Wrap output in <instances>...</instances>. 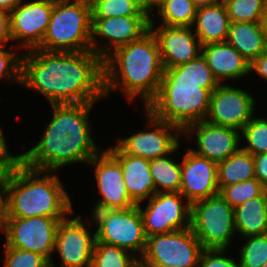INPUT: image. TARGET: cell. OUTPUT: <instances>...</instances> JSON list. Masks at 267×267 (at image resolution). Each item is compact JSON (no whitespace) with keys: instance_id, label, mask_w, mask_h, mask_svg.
Instances as JSON below:
<instances>
[{"instance_id":"obj_21","label":"cell","mask_w":267,"mask_h":267,"mask_svg":"<svg viewBox=\"0 0 267 267\" xmlns=\"http://www.w3.org/2000/svg\"><path fill=\"white\" fill-rule=\"evenodd\" d=\"M107 151L120 163L128 194L136 205L155 194L149 159L125 154L117 145Z\"/></svg>"},{"instance_id":"obj_6","label":"cell","mask_w":267,"mask_h":267,"mask_svg":"<svg viewBox=\"0 0 267 267\" xmlns=\"http://www.w3.org/2000/svg\"><path fill=\"white\" fill-rule=\"evenodd\" d=\"M91 34L90 0H55L51 19L39 49L91 51Z\"/></svg>"},{"instance_id":"obj_5","label":"cell","mask_w":267,"mask_h":267,"mask_svg":"<svg viewBox=\"0 0 267 267\" xmlns=\"http://www.w3.org/2000/svg\"><path fill=\"white\" fill-rule=\"evenodd\" d=\"M54 171L32 169L22 162L4 174L7 217L66 218L72 203Z\"/></svg>"},{"instance_id":"obj_2","label":"cell","mask_w":267,"mask_h":267,"mask_svg":"<svg viewBox=\"0 0 267 267\" xmlns=\"http://www.w3.org/2000/svg\"><path fill=\"white\" fill-rule=\"evenodd\" d=\"M94 104H51L53 117L40 141L21 154L22 163L32 169L54 172L71 163L88 164L100 152L88 121Z\"/></svg>"},{"instance_id":"obj_48","label":"cell","mask_w":267,"mask_h":267,"mask_svg":"<svg viewBox=\"0 0 267 267\" xmlns=\"http://www.w3.org/2000/svg\"><path fill=\"white\" fill-rule=\"evenodd\" d=\"M264 15H267V0H264Z\"/></svg>"},{"instance_id":"obj_28","label":"cell","mask_w":267,"mask_h":267,"mask_svg":"<svg viewBox=\"0 0 267 267\" xmlns=\"http://www.w3.org/2000/svg\"><path fill=\"white\" fill-rule=\"evenodd\" d=\"M154 8L161 16L162 25L169 27H191L193 25L197 7L191 0H162Z\"/></svg>"},{"instance_id":"obj_19","label":"cell","mask_w":267,"mask_h":267,"mask_svg":"<svg viewBox=\"0 0 267 267\" xmlns=\"http://www.w3.org/2000/svg\"><path fill=\"white\" fill-rule=\"evenodd\" d=\"M150 30L157 39L164 69L187 63L202 54V44L191 27L160 24L155 29L154 21L150 19Z\"/></svg>"},{"instance_id":"obj_38","label":"cell","mask_w":267,"mask_h":267,"mask_svg":"<svg viewBox=\"0 0 267 267\" xmlns=\"http://www.w3.org/2000/svg\"><path fill=\"white\" fill-rule=\"evenodd\" d=\"M22 162V156H13L8 152L6 139L0 127V173L6 174L15 169Z\"/></svg>"},{"instance_id":"obj_3","label":"cell","mask_w":267,"mask_h":267,"mask_svg":"<svg viewBox=\"0 0 267 267\" xmlns=\"http://www.w3.org/2000/svg\"><path fill=\"white\" fill-rule=\"evenodd\" d=\"M219 85L201 54L164 69L158 92L145 109L184 131L189 125L206 120L210 95Z\"/></svg>"},{"instance_id":"obj_8","label":"cell","mask_w":267,"mask_h":267,"mask_svg":"<svg viewBox=\"0 0 267 267\" xmlns=\"http://www.w3.org/2000/svg\"><path fill=\"white\" fill-rule=\"evenodd\" d=\"M97 225L96 241L115 245L128 252L143 255L147 237L137 205L126 209L92 210Z\"/></svg>"},{"instance_id":"obj_30","label":"cell","mask_w":267,"mask_h":267,"mask_svg":"<svg viewBox=\"0 0 267 267\" xmlns=\"http://www.w3.org/2000/svg\"><path fill=\"white\" fill-rule=\"evenodd\" d=\"M132 253L103 242H95L90 267H134L138 257Z\"/></svg>"},{"instance_id":"obj_1","label":"cell","mask_w":267,"mask_h":267,"mask_svg":"<svg viewBox=\"0 0 267 267\" xmlns=\"http://www.w3.org/2000/svg\"><path fill=\"white\" fill-rule=\"evenodd\" d=\"M20 85L42 94L50 104L96 103L105 97L103 60L92 50L36 48L22 54Z\"/></svg>"},{"instance_id":"obj_39","label":"cell","mask_w":267,"mask_h":267,"mask_svg":"<svg viewBox=\"0 0 267 267\" xmlns=\"http://www.w3.org/2000/svg\"><path fill=\"white\" fill-rule=\"evenodd\" d=\"M254 157L255 178L264 186H267V153Z\"/></svg>"},{"instance_id":"obj_23","label":"cell","mask_w":267,"mask_h":267,"mask_svg":"<svg viewBox=\"0 0 267 267\" xmlns=\"http://www.w3.org/2000/svg\"><path fill=\"white\" fill-rule=\"evenodd\" d=\"M230 18L225 4H218L197 8L192 27L202 45L225 42L228 38Z\"/></svg>"},{"instance_id":"obj_24","label":"cell","mask_w":267,"mask_h":267,"mask_svg":"<svg viewBox=\"0 0 267 267\" xmlns=\"http://www.w3.org/2000/svg\"><path fill=\"white\" fill-rule=\"evenodd\" d=\"M227 42L249 63L267 50L262 22H231Z\"/></svg>"},{"instance_id":"obj_14","label":"cell","mask_w":267,"mask_h":267,"mask_svg":"<svg viewBox=\"0 0 267 267\" xmlns=\"http://www.w3.org/2000/svg\"><path fill=\"white\" fill-rule=\"evenodd\" d=\"M55 0L22 1L9 12L10 39L22 41L19 47L34 50L41 46Z\"/></svg>"},{"instance_id":"obj_44","label":"cell","mask_w":267,"mask_h":267,"mask_svg":"<svg viewBox=\"0 0 267 267\" xmlns=\"http://www.w3.org/2000/svg\"><path fill=\"white\" fill-rule=\"evenodd\" d=\"M191 1L197 8H200V7L218 4L222 0H191Z\"/></svg>"},{"instance_id":"obj_31","label":"cell","mask_w":267,"mask_h":267,"mask_svg":"<svg viewBox=\"0 0 267 267\" xmlns=\"http://www.w3.org/2000/svg\"><path fill=\"white\" fill-rule=\"evenodd\" d=\"M231 22H262L264 0H222Z\"/></svg>"},{"instance_id":"obj_17","label":"cell","mask_w":267,"mask_h":267,"mask_svg":"<svg viewBox=\"0 0 267 267\" xmlns=\"http://www.w3.org/2000/svg\"><path fill=\"white\" fill-rule=\"evenodd\" d=\"M88 164L95 166L96 182L101 194V199L92 210L126 209L136 205L128 194L120 163L107 150L99 152Z\"/></svg>"},{"instance_id":"obj_15","label":"cell","mask_w":267,"mask_h":267,"mask_svg":"<svg viewBox=\"0 0 267 267\" xmlns=\"http://www.w3.org/2000/svg\"><path fill=\"white\" fill-rule=\"evenodd\" d=\"M254 106L255 99L248 92L220 84L210 95L206 121L241 131L254 117Z\"/></svg>"},{"instance_id":"obj_11","label":"cell","mask_w":267,"mask_h":267,"mask_svg":"<svg viewBox=\"0 0 267 267\" xmlns=\"http://www.w3.org/2000/svg\"><path fill=\"white\" fill-rule=\"evenodd\" d=\"M182 197L180 192L155 193L145 210L137 205L146 237L190 228L191 205L188 202L182 205Z\"/></svg>"},{"instance_id":"obj_25","label":"cell","mask_w":267,"mask_h":267,"mask_svg":"<svg viewBox=\"0 0 267 267\" xmlns=\"http://www.w3.org/2000/svg\"><path fill=\"white\" fill-rule=\"evenodd\" d=\"M234 221L244 238L267 234V191L234 208Z\"/></svg>"},{"instance_id":"obj_16","label":"cell","mask_w":267,"mask_h":267,"mask_svg":"<svg viewBox=\"0 0 267 267\" xmlns=\"http://www.w3.org/2000/svg\"><path fill=\"white\" fill-rule=\"evenodd\" d=\"M96 236L84 225L80 215L60 221L54 251L61 258V267H90ZM50 267H55L50 264Z\"/></svg>"},{"instance_id":"obj_13","label":"cell","mask_w":267,"mask_h":267,"mask_svg":"<svg viewBox=\"0 0 267 267\" xmlns=\"http://www.w3.org/2000/svg\"><path fill=\"white\" fill-rule=\"evenodd\" d=\"M150 19V16L92 18L91 50L104 60L115 49L136 41L147 33L150 30ZM96 36L108 40L106 42H109L110 47L106 43L99 47Z\"/></svg>"},{"instance_id":"obj_35","label":"cell","mask_w":267,"mask_h":267,"mask_svg":"<svg viewBox=\"0 0 267 267\" xmlns=\"http://www.w3.org/2000/svg\"><path fill=\"white\" fill-rule=\"evenodd\" d=\"M3 267H50L49 261L39 253L9 247L5 244Z\"/></svg>"},{"instance_id":"obj_29","label":"cell","mask_w":267,"mask_h":267,"mask_svg":"<svg viewBox=\"0 0 267 267\" xmlns=\"http://www.w3.org/2000/svg\"><path fill=\"white\" fill-rule=\"evenodd\" d=\"M92 18L150 16L141 0H90Z\"/></svg>"},{"instance_id":"obj_9","label":"cell","mask_w":267,"mask_h":267,"mask_svg":"<svg viewBox=\"0 0 267 267\" xmlns=\"http://www.w3.org/2000/svg\"><path fill=\"white\" fill-rule=\"evenodd\" d=\"M204 250L191 228L147 237L141 258L159 267H199Z\"/></svg>"},{"instance_id":"obj_12","label":"cell","mask_w":267,"mask_h":267,"mask_svg":"<svg viewBox=\"0 0 267 267\" xmlns=\"http://www.w3.org/2000/svg\"><path fill=\"white\" fill-rule=\"evenodd\" d=\"M148 125L153 126L151 131H139L133 135L120 139L117 146L125 153L146 159L164 157L174 153L179 147L178 134L183 131L175 125L156 118L146 110ZM174 131L173 134L171 133Z\"/></svg>"},{"instance_id":"obj_27","label":"cell","mask_w":267,"mask_h":267,"mask_svg":"<svg viewBox=\"0 0 267 267\" xmlns=\"http://www.w3.org/2000/svg\"><path fill=\"white\" fill-rule=\"evenodd\" d=\"M169 155L149 160L155 193L180 192L181 163H175Z\"/></svg>"},{"instance_id":"obj_34","label":"cell","mask_w":267,"mask_h":267,"mask_svg":"<svg viewBox=\"0 0 267 267\" xmlns=\"http://www.w3.org/2000/svg\"><path fill=\"white\" fill-rule=\"evenodd\" d=\"M240 249L241 267H262L267 262V234L245 237Z\"/></svg>"},{"instance_id":"obj_46","label":"cell","mask_w":267,"mask_h":267,"mask_svg":"<svg viewBox=\"0 0 267 267\" xmlns=\"http://www.w3.org/2000/svg\"><path fill=\"white\" fill-rule=\"evenodd\" d=\"M134 267H159L151 263L146 262L143 258H137L134 263Z\"/></svg>"},{"instance_id":"obj_43","label":"cell","mask_w":267,"mask_h":267,"mask_svg":"<svg viewBox=\"0 0 267 267\" xmlns=\"http://www.w3.org/2000/svg\"><path fill=\"white\" fill-rule=\"evenodd\" d=\"M21 2L22 0H0V8L10 12L14 8H16Z\"/></svg>"},{"instance_id":"obj_26","label":"cell","mask_w":267,"mask_h":267,"mask_svg":"<svg viewBox=\"0 0 267 267\" xmlns=\"http://www.w3.org/2000/svg\"><path fill=\"white\" fill-rule=\"evenodd\" d=\"M217 177L219 191L223 187L255 178L253 155L240 149L217 163Z\"/></svg>"},{"instance_id":"obj_47","label":"cell","mask_w":267,"mask_h":267,"mask_svg":"<svg viewBox=\"0 0 267 267\" xmlns=\"http://www.w3.org/2000/svg\"><path fill=\"white\" fill-rule=\"evenodd\" d=\"M262 23H263V27L265 31L266 42H267V15H264Z\"/></svg>"},{"instance_id":"obj_10","label":"cell","mask_w":267,"mask_h":267,"mask_svg":"<svg viewBox=\"0 0 267 267\" xmlns=\"http://www.w3.org/2000/svg\"><path fill=\"white\" fill-rule=\"evenodd\" d=\"M64 218L35 216L32 218L7 217L5 244L9 247L29 250L44 256L53 264L56 232Z\"/></svg>"},{"instance_id":"obj_40","label":"cell","mask_w":267,"mask_h":267,"mask_svg":"<svg viewBox=\"0 0 267 267\" xmlns=\"http://www.w3.org/2000/svg\"><path fill=\"white\" fill-rule=\"evenodd\" d=\"M7 222V194L4 174L0 173V230L4 233Z\"/></svg>"},{"instance_id":"obj_42","label":"cell","mask_w":267,"mask_h":267,"mask_svg":"<svg viewBox=\"0 0 267 267\" xmlns=\"http://www.w3.org/2000/svg\"><path fill=\"white\" fill-rule=\"evenodd\" d=\"M252 71H255L262 78L267 79V50L250 63V72Z\"/></svg>"},{"instance_id":"obj_36","label":"cell","mask_w":267,"mask_h":267,"mask_svg":"<svg viewBox=\"0 0 267 267\" xmlns=\"http://www.w3.org/2000/svg\"><path fill=\"white\" fill-rule=\"evenodd\" d=\"M5 45L0 44V79L21 84V57L10 50H4ZM6 78V79H5Z\"/></svg>"},{"instance_id":"obj_41","label":"cell","mask_w":267,"mask_h":267,"mask_svg":"<svg viewBox=\"0 0 267 267\" xmlns=\"http://www.w3.org/2000/svg\"><path fill=\"white\" fill-rule=\"evenodd\" d=\"M10 39L9 12L0 8V44L7 45Z\"/></svg>"},{"instance_id":"obj_45","label":"cell","mask_w":267,"mask_h":267,"mask_svg":"<svg viewBox=\"0 0 267 267\" xmlns=\"http://www.w3.org/2000/svg\"><path fill=\"white\" fill-rule=\"evenodd\" d=\"M143 3V6L152 13L154 7L159 4L162 0H141Z\"/></svg>"},{"instance_id":"obj_22","label":"cell","mask_w":267,"mask_h":267,"mask_svg":"<svg viewBox=\"0 0 267 267\" xmlns=\"http://www.w3.org/2000/svg\"><path fill=\"white\" fill-rule=\"evenodd\" d=\"M202 55L219 84L250 73V63L227 41L202 45Z\"/></svg>"},{"instance_id":"obj_4","label":"cell","mask_w":267,"mask_h":267,"mask_svg":"<svg viewBox=\"0 0 267 267\" xmlns=\"http://www.w3.org/2000/svg\"><path fill=\"white\" fill-rule=\"evenodd\" d=\"M103 71L104 96L114 89L123 90L129 101L140 95L146 107L156 96L164 71L152 31L112 51L103 60Z\"/></svg>"},{"instance_id":"obj_37","label":"cell","mask_w":267,"mask_h":267,"mask_svg":"<svg viewBox=\"0 0 267 267\" xmlns=\"http://www.w3.org/2000/svg\"><path fill=\"white\" fill-rule=\"evenodd\" d=\"M226 249H204L200 256L199 267H241L234 258L225 257Z\"/></svg>"},{"instance_id":"obj_32","label":"cell","mask_w":267,"mask_h":267,"mask_svg":"<svg viewBox=\"0 0 267 267\" xmlns=\"http://www.w3.org/2000/svg\"><path fill=\"white\" fill-rule=\"evenodd\" d=\"M247 146L241 148L253 156L267 153V118H253L241 130Z\"/></svg>"},{"instance_id":"obj_7","label":"cell","mask_w":267,"mask_h":267,"mask_svg":"<svg viewBox=\"0 0 267 267\" xmlns=\"http://www.w3.org/2000/svg\"><path fill=\"white\" fill-rule=\"evenodd\" d=\"M190 228L204 249H228L236 232L234 208L220 194L196 201Z\"/></svg>"},{"instance_id":"obj_18","label":"cell","mask_w":267,"mask_h":267,"mask_svg":"<svg viewBox=\"0 0 267 267\" xmlns=\"http://www.w3.org/2000/svg\"><path fill=\"white\" fill-rule=\"evenodd\" d=\"M180 193L190 205L219 194L217 163L187 150L181 162Z\"/></svg>"},{"instance_id":"obj_20","label":"cell","mask_w":267,"mask_h":267,"mask_svg":"<svg viewBox=\"0 0 267 267\" xmlns=\"http://www.w3.org/2000/svg\"><path fill=\"white\" fill-rule=\"evenodd\" d=\"M194 132L198 149L193 152L216 163L224 161L241 149V131L235 128L214 125L203 120L189 125L183 134L191 136Z\"/></svg>"},{"instance_id":"obj_33","label":"cell","mask_w":267,"mask_h":267,"mask_svg":"<svg viewBox=\"0 0 267 267\" xmlns=\"http://www.w3.org/2000/svg\"><path fill=\"white\" fill-rule=\"evenodd\" d=\"M266 188L256 179L252 178L234 185L223 187L219 194L236 208L245 201L260 196Z\"/></svg>"}]
</instances>
